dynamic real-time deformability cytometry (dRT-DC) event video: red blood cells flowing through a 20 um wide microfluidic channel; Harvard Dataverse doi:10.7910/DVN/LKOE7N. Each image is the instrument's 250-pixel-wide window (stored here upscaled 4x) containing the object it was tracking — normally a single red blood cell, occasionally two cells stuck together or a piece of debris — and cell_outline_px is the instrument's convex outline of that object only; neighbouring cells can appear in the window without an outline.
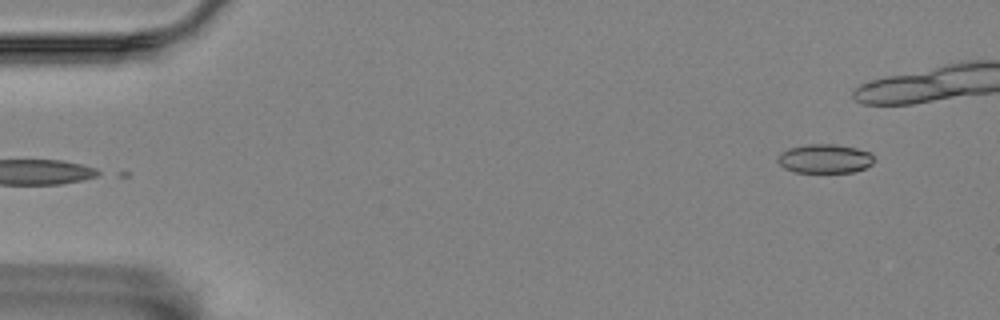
{"species": "Egyptian fruit bat (a non-hibernating species)", "species_latin": "Rousettus aegyptiacus", "temperature_condition": "room temperature", "stored_images_in_passage": 4, "segment_of_instrument_passage": [2, 2], "camera_frame_rate_fps": 3000, "um_per_image_px": 0.085, "animal": {"sex": "female"}, "frame": {"image": 1, "passage_image": 4, "time_ms": 1.0, "image_size_px": [1000, 320], "cell_outline_px": [[876, 160], [872, 164], [864, 168], [852, 172], [796, 172], [784, 168], [776, 160], [776, 156], [780, 152], [788, 148], [808, 144], [836, 144], [856, 148], [872, 152]], "centroid_in_image_um": [70.11, 13.47], "position_along_channel_um": 14.9, "area_um2": 16.53}}